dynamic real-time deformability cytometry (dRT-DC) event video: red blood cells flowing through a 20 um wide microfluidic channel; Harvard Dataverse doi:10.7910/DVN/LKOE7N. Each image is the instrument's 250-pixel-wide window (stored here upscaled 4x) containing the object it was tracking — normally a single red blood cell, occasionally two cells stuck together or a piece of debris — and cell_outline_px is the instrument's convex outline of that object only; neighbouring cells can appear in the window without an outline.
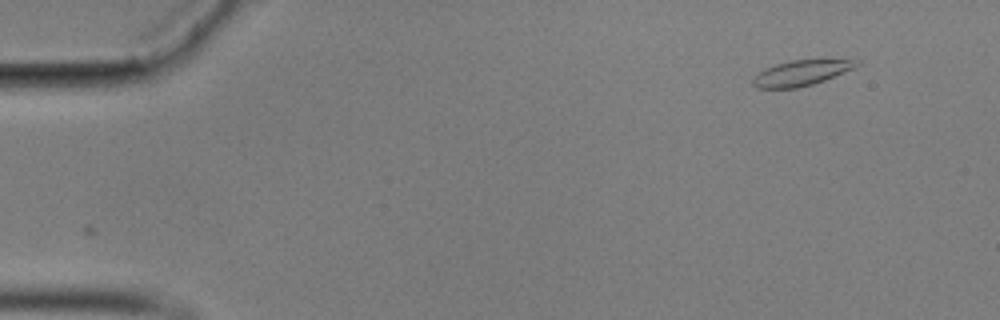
{"species": "common noctule bat (a hibernating species)", "species_latin": "Nyctalus noctula", "temperature_condition": "cold", "stored_images_in_passage": 8, "camera_frame_rate_fps": 3000, "um_per_image_px": 0.085, "animal": {"sex": "male", "body_mass_g": 17.9}, "frame": {"image": 1, "passage_image": 1, "time_ms": 0.0, "image_size_px": [1000, 320], "cell_outline_px": [[860, 64], [856, 68], [824, 80], [812, 84], [796, 88], [756, 88], [752, 84], [752, 76], [756, 72], [764, 68], [776, 64], [792, 60], [860, 60]], "centroid_in_image_um": [68.06, 6.2], "position_along_channel_um": 16.9, "area_um2": 15.43}}